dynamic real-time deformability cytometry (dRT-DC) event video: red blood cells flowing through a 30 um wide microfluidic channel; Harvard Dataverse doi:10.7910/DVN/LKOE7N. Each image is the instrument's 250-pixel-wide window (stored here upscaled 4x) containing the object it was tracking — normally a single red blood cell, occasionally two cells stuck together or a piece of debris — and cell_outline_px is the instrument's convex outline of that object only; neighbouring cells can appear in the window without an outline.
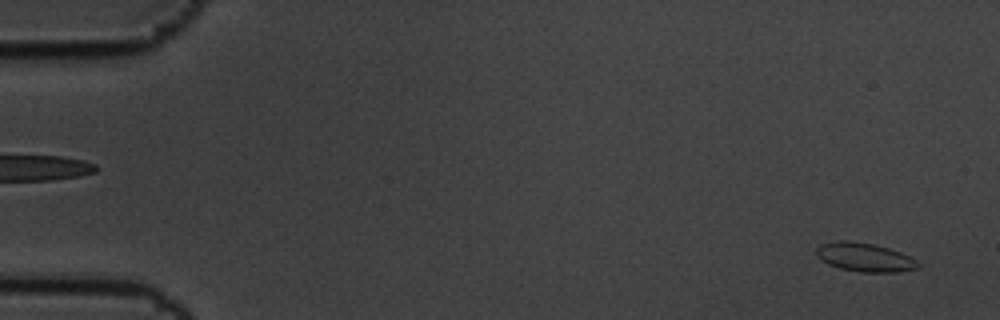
{"species": "common noctule bat (a hibernating species)", "species_latin": "Nyctalus noctula", "temperature_condition": "cold", "stored_images_in_passage": 5, "segment_of_instrument_passage": [2, 2], "camera_frame_rate_fps": 3000, "um_per_image_px": 0.085, "animal": {"sex": "male", "body_mass_g": 19.5, "forearm_length_mm": 54.6}, "frame": {"image": 1, "passage_image": 5, "time_ms": 1.333, "image_size_px": [1000, 320], "cell_outline_px": [[920, 268], [900, 272], [860, 272], [840, 268], [828, 264], [820, 260], [816, 256], [816, 248], [820, 244], [836, 240], [848, 240], [872, 244], [888, 248], [900, 252], [916, 260], [920, 264]], "centroid_in_image_um": [73.47, 21.87], "position_along_channel_um": 11.5, "area_um2": 17.17}}